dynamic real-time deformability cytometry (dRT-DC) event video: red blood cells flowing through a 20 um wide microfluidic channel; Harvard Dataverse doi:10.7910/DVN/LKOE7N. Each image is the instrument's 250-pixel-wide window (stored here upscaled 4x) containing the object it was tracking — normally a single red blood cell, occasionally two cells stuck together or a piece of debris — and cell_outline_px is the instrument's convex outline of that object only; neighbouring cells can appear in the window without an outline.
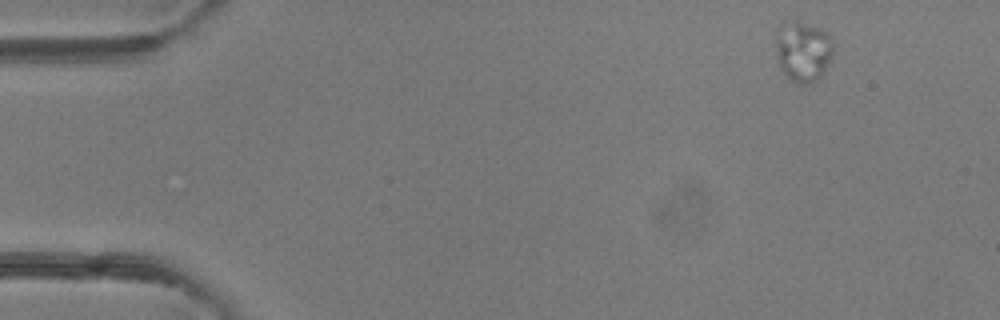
{"species": "common noctule bat (a hibernating species)", "species_latin": "Nyctalus noctula", "temperature_condition": "room temperature", "stored_images_in_passage": 5, "camera_frame_rate_fps": 3000, "um_per_image_px": 0.085, "animal": {"sex": "female"}, "frame": {"image": 1, "passage_image": 5, "time_ms": 4.667, "image_size_px": [1000, 320], "cell_outline_px": [[832, 52], [820, 76], [812, 84], [796, 84], [780, 68], [776, 52], [776, 28], [780, 24], [796, 20], [820, 28], [828, 32], [832, 36]], "centroid_in_image_um": [68.23, 4.32], "position_along_channel_um": 16.8, "area_um2": 20.23}}